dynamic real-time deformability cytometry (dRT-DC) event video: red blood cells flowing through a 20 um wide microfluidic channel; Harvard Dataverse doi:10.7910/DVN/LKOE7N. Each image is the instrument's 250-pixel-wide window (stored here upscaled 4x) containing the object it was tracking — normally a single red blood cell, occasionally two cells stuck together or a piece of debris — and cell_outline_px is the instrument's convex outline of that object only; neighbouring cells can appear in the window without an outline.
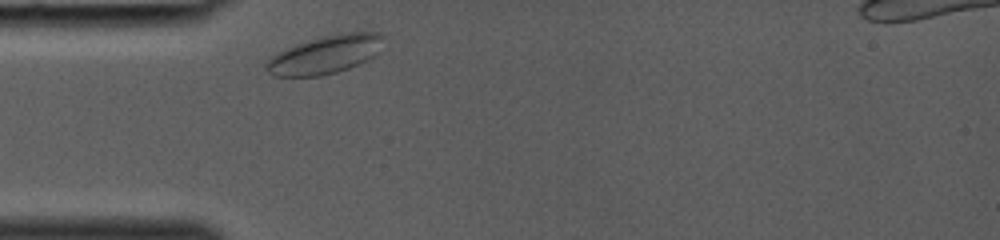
{"species": "common noctule bat (a hibernating species)", "species_latin": "Nyctalus noctula", "temperature_condition": "room temperature", "stored_images_in_passage": 23, "camera_frame_rate_fps": 3000, "um_per_image_px": 0.085, "animal": {"sex": "female", "body_mass_g": 19.0, "forearm_length_mm": 53.3}, "frame": {"image": 1, "passage_image": 1, "time_ms": 0.0, "image_size_px": [1000, 240], "cell_outline_px": [[384, 36], [376, 52], [368, 60], [348, 68], [336, 72], [320, 76], [272, 76], [264, 68], [264, 64], [272, 56], [288, 48], [308, 40], [324, 36], [344, 32], [376, 32]], "centroid_in_image_um": [27.61, 4.65], "position_along_channel_um": 57.4, "area_um2": 25.66}}
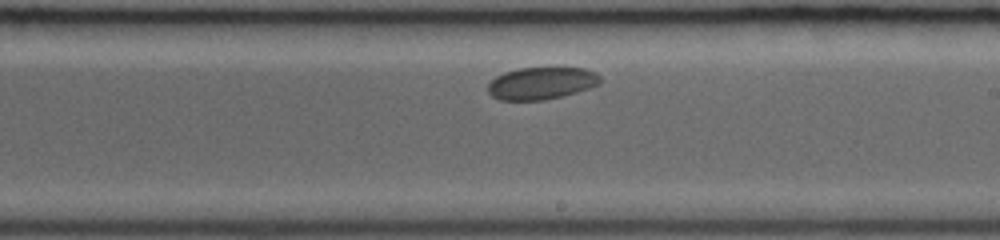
{"frame": {"image": 2, "passage_image": 13, "time_ms": 4.0, "image_size_px": [1000, 240], "cell_outline_px": [[600, 84], [576, 92], [544, 100], [500, 100], [492, 96], [488, 92], [488, 84], [496, 76], [504, 72], [520, 68], [584, 68], [596, 72], [600, 76]], "centroid_in_image_um": [46.01, 7.07], "position_along_channel_um": 243.0, "area_um2": 20.98}}
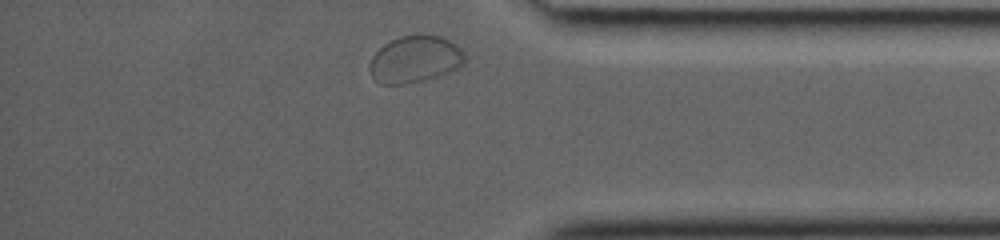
{"frame": {"image": 3, "passage_image": 23, "time_ms": 7.333, "image_size_px": [1000, 240], "cell_outline_px": [[464, 64], [460, 68], [424, 80], [408, 84], [380, 84], [372, 76], [368, 68], [372, 56], [384, 44], [400, 36], [440, 36], [456, 44], [464, 52]], "centroid_in_image_um": [35.27, 5.06], "position_along_channel_um": 399.9, "area_um2": 25.78}}